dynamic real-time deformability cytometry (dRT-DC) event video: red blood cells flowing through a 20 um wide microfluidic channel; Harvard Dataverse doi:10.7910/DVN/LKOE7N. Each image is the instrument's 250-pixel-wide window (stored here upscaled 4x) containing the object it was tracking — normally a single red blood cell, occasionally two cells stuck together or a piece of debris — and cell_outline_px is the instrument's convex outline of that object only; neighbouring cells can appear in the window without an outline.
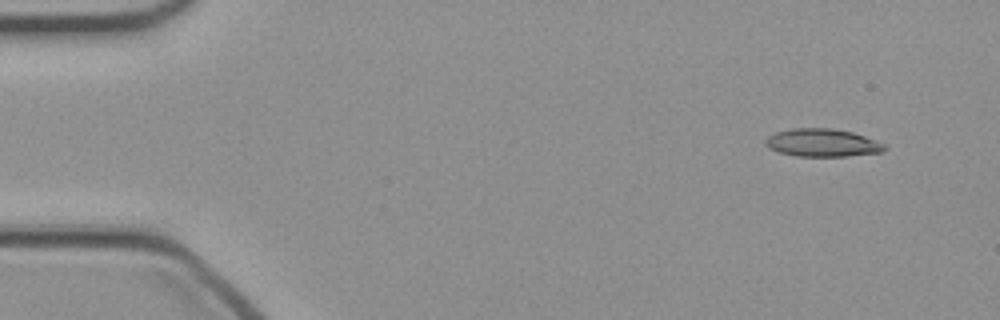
{"species": "common noctule bat (a hibernating species)", "species_latin": "Nyctalus noctula", "temperature_condition": "cold", "stored_images_in_passage": 45, "camera_frame_rate_fps": 3000, "um_per_image_px": 0.085, "animal": {"sex": "female", "body_mass_g": 21.9}, "frame": {"image": 1, "passage_image": 1, "time_ms": 0.0, "image_size_px": [1000, 320], "cell_outline_px": [[888, 148], [884, 152], [848, 156], [796, 156], [780, 152], [768, 148], [764, 144], [764, 140], [768, 136], [776, 132], [792, 128], [832, 128], [852, 132], [888, 144]], "centroid_in_image_um": [69.94, 12.14], "position_along_channel_um": 15.1, "area_um2": 19.59}}
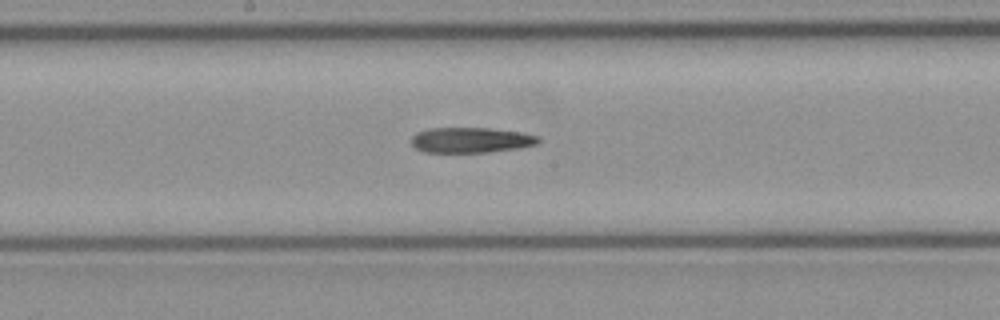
{"frame": {"image": 2, "passage_image": 22, "time_ms": 7.0, "image_size_px": [1000, 320], "cell_outline_px": [[540, 140], [536, 144], [520, 148], [488, 152], [424, 152], [416, 148], [412, 144], [412, 136], [416, 132], [432, 128], [488, 128], [524, 132], [540, 136]], "centroid_in_image_um": [40.07, 11.9], "position_along_channel_um": 208.1, "area_um2": 18.84}}
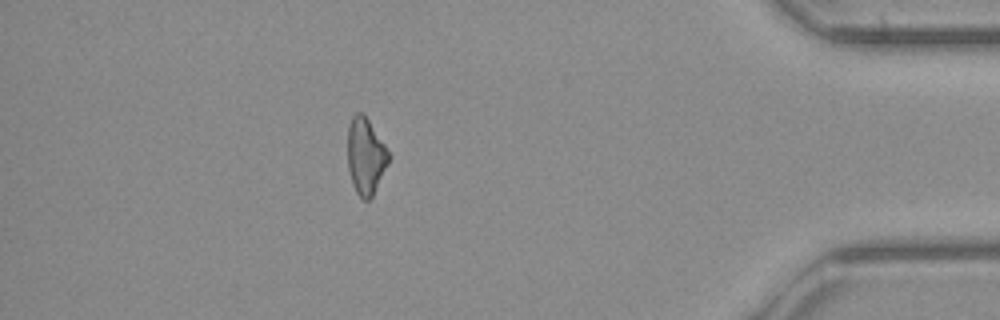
{"frame": {"image": 3, "passage_image": 39, "time_ms": 12.667, "image_size_px": [1000, 320], "cell_outline_px": [[392, 156], [372, 196], [368, 200], [364, 200], [356, 192], [352, 184], [348, 168], [348, 128], [352, 116], [356, 112], [364, 112]], "centroid_in_image_um": [31.09, 13.24], "position_along_channel_um": 404.1, "area_um2": 18.38}}